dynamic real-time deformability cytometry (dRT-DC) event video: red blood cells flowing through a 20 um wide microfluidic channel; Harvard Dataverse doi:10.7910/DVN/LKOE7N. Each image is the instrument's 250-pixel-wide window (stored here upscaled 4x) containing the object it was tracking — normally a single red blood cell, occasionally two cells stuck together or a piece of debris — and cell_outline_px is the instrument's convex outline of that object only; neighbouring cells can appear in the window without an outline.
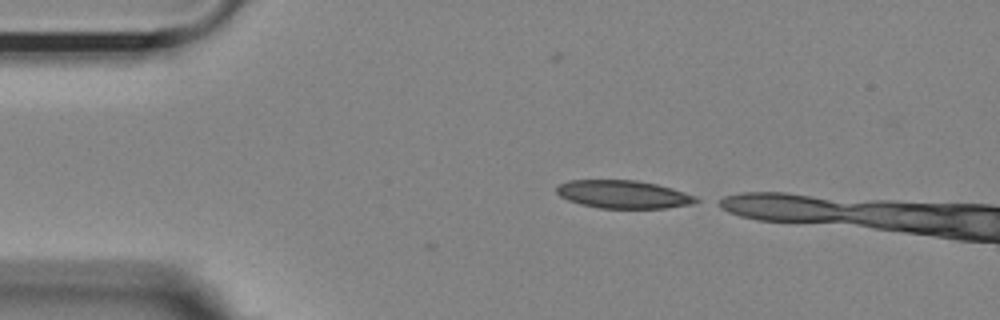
{"species": "Egyptian fruit bat (a non-hibernating species)", "species_latin": "Rousettus aegyptiacus", "temperature_condition": "room temperature", "stored_images_in_passage": 5, "camera_frame_rate_fps": 3000, "um_per_image_px": 0.085, "animal": {"sex": "female"}, "frame": {"image": 1, "passage_image": 1, "time_ms": 0.0, "image_size_px": [1000, 320], "cell_outline_px": [[700, 200], [692, 204], [664, 208], [600, 208], [580, 204], [568, 200], [560, 196], [556, 192], [556, 188], [560, 184], [568, 180], [636, 180], [656, 184], [672, 188], [696, 196]], "centroid_in_image_um": [52.98, 16.52], "position_along_channel_um": 32.0, "area_um2": 22.72}}